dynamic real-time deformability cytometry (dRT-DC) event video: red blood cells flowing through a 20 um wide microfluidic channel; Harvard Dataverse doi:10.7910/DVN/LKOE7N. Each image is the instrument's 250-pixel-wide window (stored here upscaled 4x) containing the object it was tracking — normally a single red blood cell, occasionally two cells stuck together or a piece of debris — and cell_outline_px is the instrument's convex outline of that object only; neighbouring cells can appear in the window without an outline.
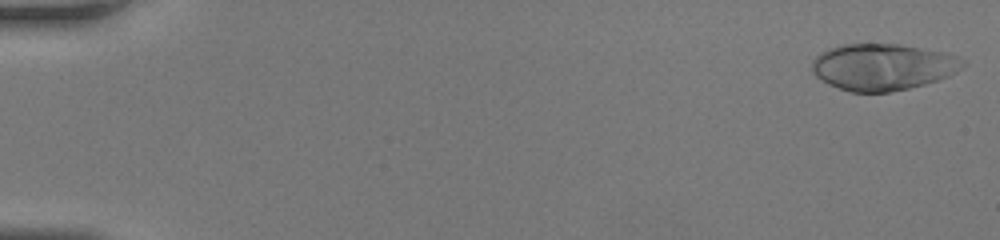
{"species": "human", "species_latin": "Homo sapiens", "temperature_condition": "room temperature", "stored_images_in_passage": 46, "camera_frame_rate_fps": 3000, "um_per_image_px": 0.085, "donor": {"sex": "female"}, "frame": {"image": 1, "passage_image": 1, "time_ms": 0.0, "image_size_px": [1000, 240], "cell_outline_px": [[968, 64], [956, 72], [948, 76], [924, 84], [908, 88], [888, 92], [852, 92], [828, 84], [816, 76], [812, 72], [812, 60], [820, 52], [828, 48], [844, 44], [900, 44], [940, 52], [956, 56]], "centroid_in_image_um": [75.0, 5.68], "position_along_channel_um": 10.0, "area_um2": 40.69}}
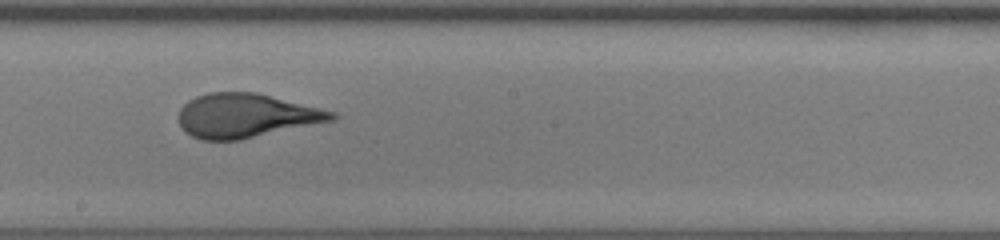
{"frame": {"image": 2, "passage_image": 27, "time_ms": 8.667, "image_size_px": [1000, 240], "cell_outline_px": [[340, 116], [336, 120], [240, 140], [200, 140], [184, 132], [180, 124], [180, 108], [188, 100], [196, 96], [208, 92], [256, 92], [336, 112]], "centroid_in_image_um": [20.93, 9.83], "position_along_channel_um": 227.3, "area_um2": 39.48}}
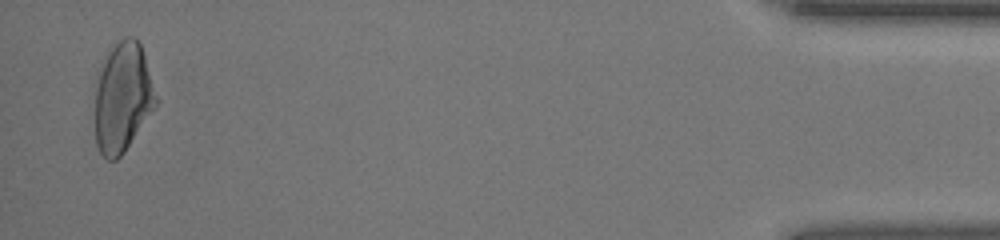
{"frame": {"image": 3, "passage_image": 45, "time_ms": 14.667, "image_size_px": [1000, 240], "cell_outline_px": [[156, 108], [124, 152], [116, 160], [108, 160], [100, 152], [96, 144], [96, 72], [104, 56], [124, 36], [136, 36], [140, 44], [144, 56], [156, 96]], "centroid_in_image_um": [10.41, 8.27], "position_along_channel_um": 424.8, "area_um2": 38.96}}